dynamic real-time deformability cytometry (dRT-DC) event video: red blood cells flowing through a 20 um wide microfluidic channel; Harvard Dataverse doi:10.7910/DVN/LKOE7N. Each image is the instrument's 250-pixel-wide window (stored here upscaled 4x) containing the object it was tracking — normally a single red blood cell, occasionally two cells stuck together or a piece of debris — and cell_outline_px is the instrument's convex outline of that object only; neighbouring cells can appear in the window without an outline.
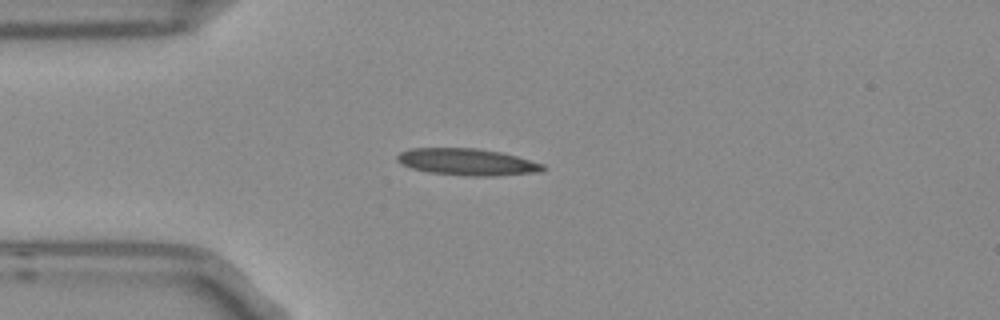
{"species": "Egyptian fruit bat (a non-hibernating species)", "species_latin": "Rousettus aegyptiacus", "temperature_condition": "room temperature", "stored_images_in_passage": 2, "camera_frame_rate_fps": 3000, "um_per_image_px": 0.085, "frame": {"image": 1, "passage_image": 2, "time_ms": 0.333, "image_size_px": [1000, 320], "cell_outline_px": [[548, 168], [540, 172], [496, 176], [468, 176], [428, 172], [412, 168], [396, 160], [396, 156], [400, 152], [412, 148], [476, 148], [500, 152], [516, 156], [544, 164]], "centroid_in_image_um": [39.75, 13.77], "position_along_channel_um": 45.3, "area_um2": 22.77}}